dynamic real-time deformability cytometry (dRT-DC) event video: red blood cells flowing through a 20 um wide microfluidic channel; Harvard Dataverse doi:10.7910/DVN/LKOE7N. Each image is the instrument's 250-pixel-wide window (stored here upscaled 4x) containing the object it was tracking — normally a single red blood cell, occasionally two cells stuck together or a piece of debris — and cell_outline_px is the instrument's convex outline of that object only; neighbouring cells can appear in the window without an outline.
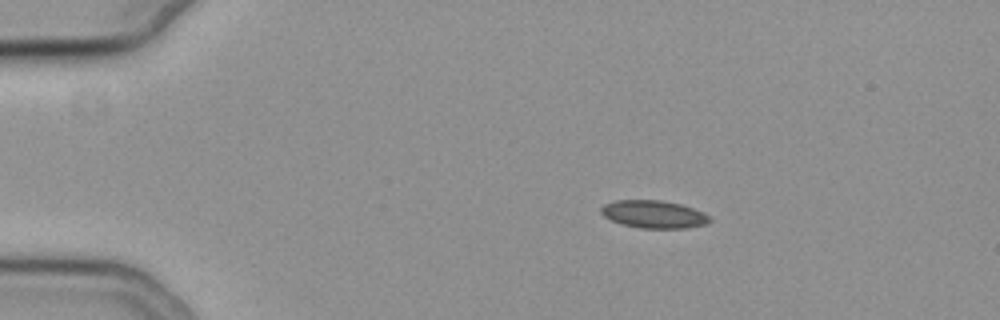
{"species": "common noctule bat (a hibernating species)", "species_latin": "Nyctalus noctula", "temperature_condition": "cold", "stored_images_in_passage": 54, "camera_frame_rate_fps": 3000, "um_per_image_px": 0.085, "animal": {"sex": "female", "body_mass_g": 19.3, "forearm_length_mm": 54.1}, "frame": {"image": 1, "passage_image": 9, "time_ms": 2.667, "image_size_px": [1000, 320], "cell_outline_px": [[712, 220], [708, 224], [684, 228], [640, 228], [624, 224], [612, 220], [604, 216], [600, 212], [600, 208], [604, 204], [616, 200], [660, 200], [680, 204], [704, 212]], "centroid_in_image_um": [55.58, 18.21], "position_along_channel_um": 29.4, "area_um2": 17.46}}
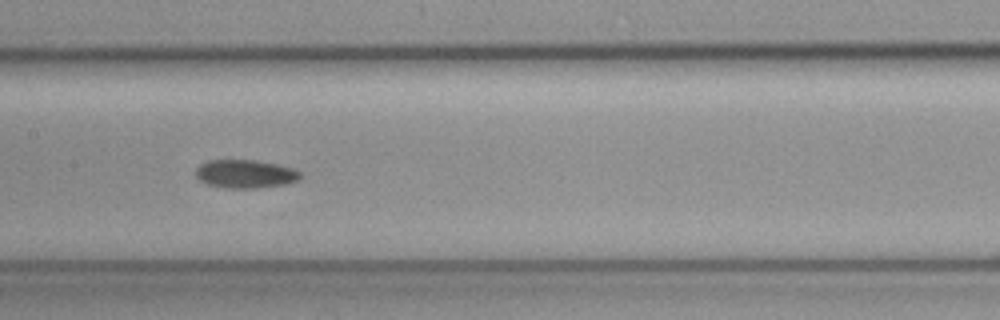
{"frame": {"image": 2, "passage_image": 27, "time_ms": 8.667, "image_size_px": [1000, 320], "cell_outline_px": [[300, 176], [296, 180], [288, 184], [256, 188], [224, 188], [204, 184], [196, 176], [196, 168], [200, 164], [208, 160], [252, 160], [276, 164], [292, 168], [300, 172]], "centroid_in_image_um": [20.8, 14.79], "position_along_channel_um": 186.6, "area_um2": 17.28}}
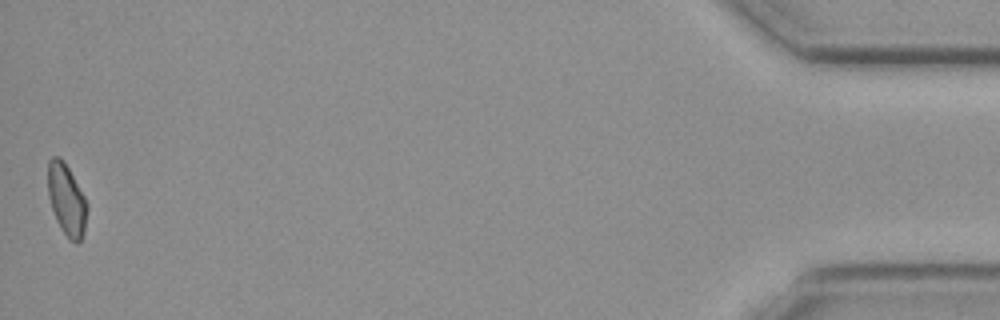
{"frame": {"image": 3, "passage_image": 54, "time_ms": 17.667, "image_size_px": [1000, 320], "cell_outline_px": [[88, 208], [84, 232], [80, 240], [76, 244], [68, 240], [60, 228], [56, 220], [48, 196], [48, 160], [52, 156], [60, 156], [64, 160], [84, 196], [88, 204]], "centroid_in_image_um": [5.66, 16.99], "position_along_channel_um": 429.5, "area_um2": 16.53}}